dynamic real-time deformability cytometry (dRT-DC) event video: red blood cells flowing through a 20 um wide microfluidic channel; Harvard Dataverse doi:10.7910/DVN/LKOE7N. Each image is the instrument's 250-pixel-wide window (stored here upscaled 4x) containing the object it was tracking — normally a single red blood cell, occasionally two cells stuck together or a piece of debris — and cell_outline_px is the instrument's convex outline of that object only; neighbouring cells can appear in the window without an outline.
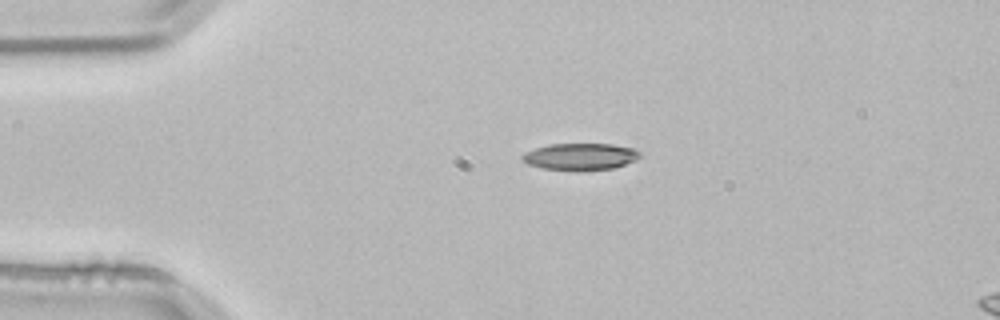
{"species": "common noctule bat (a hibernating species)", "species_latin": "Nyctalus noctula", "temperature_condition": "room temperature", "stored_images_in_passage": 2, "camera_frame_rate_fps": 3000, "um_per_image_px": 0.085, "animal": {"sex": "male", "body_mass_g": 21.5, "forearm_length_mm": 52.0}, "frame": {"image": 1, "passage_image": 1, "time_ms": 0.0, "image_size_px": [1000, 320], "cell_outline_px": [[640, 156], [636, 160], [616, 168], [576, 172], [544, 168], [528, 164], [520, 156], [524, 152], [548, 144], [612, 144], [632, 148], [640, 152]], "centroid_in_image_um": [49.34, 13.33], "position_along_channel_um": 35.7, "area_um2": 18.67}}